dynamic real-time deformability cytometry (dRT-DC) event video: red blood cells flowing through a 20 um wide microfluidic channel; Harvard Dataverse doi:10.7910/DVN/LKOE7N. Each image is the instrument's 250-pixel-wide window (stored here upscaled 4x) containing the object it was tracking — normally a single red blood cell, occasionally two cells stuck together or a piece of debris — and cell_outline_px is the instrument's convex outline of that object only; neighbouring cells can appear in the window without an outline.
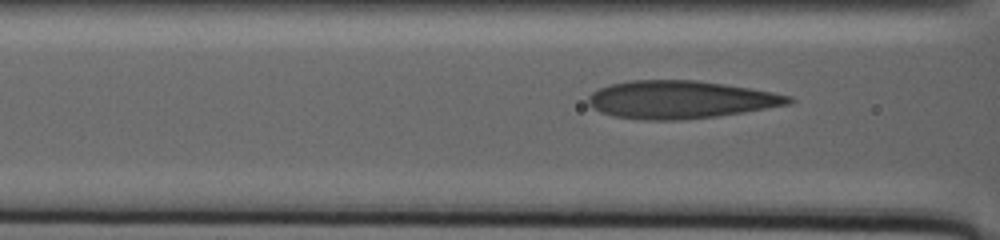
{"species": "human", "species_latin": "Homo sapiens", "temperature_condition": "warm", "stored_images_in_passage": 16, "camera_frame_rate_fps": 3000, "um_per_image_px": 0.085, "donor": {"sex": "male"}, "frame": {"image": 1, "passage_image": 9, "time_ms": 1.667, "image_size_px": [1000, 240], "cell_outline_px": [[796, 100], [792, 104], [744, 112], [716, 116], [680, 120], [640, 120], [612, 116], [600, 112], [592, 108], [588, 104], [588, 96], [592, 92], [600, 88], [612, 84], [632, 80], [696, 80], [724, 84], [772, 92], [792, 96]], "centroid_in_image_um": [57.84, 8.48], "position_along_channel_um": 108.8, "area_um2": 44.27}}